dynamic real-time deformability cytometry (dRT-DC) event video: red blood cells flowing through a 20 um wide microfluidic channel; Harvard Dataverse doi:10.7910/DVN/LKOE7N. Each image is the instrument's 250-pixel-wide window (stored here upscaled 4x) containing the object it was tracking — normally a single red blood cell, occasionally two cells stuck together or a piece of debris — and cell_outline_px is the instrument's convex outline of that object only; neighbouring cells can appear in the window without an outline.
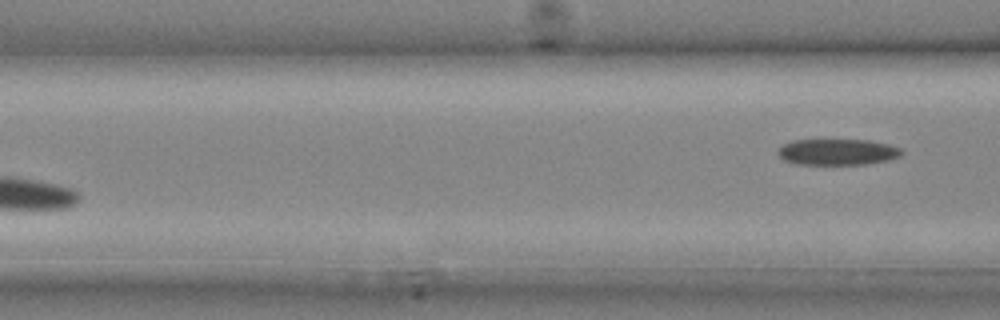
{"species": "common noctule bat (a hibernating species)", "species_latin": "Nyctalus noctula", "temperature_condition": "cold", "stored_images_in_passage": 7, "segment_of_instrument_passage": [2, 2], "camera_frame_rate_fps": 3000, "um_per_image_px": 0.085, "animal": {"sex": "male", "body_mass_g": 20.4}, "frame": {"image": 1, "passage_image": 7, "time_ms": 2.0, "image_size_px": [1000, 320], "cell_outline_px": [[904, 152], [900, 156], [888, 160], [868, 164], [796, 164], [784, 160], [776, 152], [784, 144], [792, 140], [868, 140], [888, 144], [900, 148]], "centroid_in_image_um": [71.19, 12.92], "position_along_channel_um": 95.4, "area_um2": 18.79}}